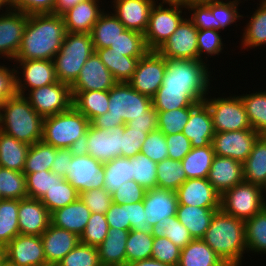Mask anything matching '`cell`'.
Masks as SVG:
<instances>
[{"instance_id":"61","label":"cell","mask_w":266,"mask_h":266,"mask_svg":"<svg viewBox=\"0 0 266 266\" xmlns=\"http://www.w3.org/2000/svg\"><path fill=\"white\" fill-rule=\"evenodd\" d=\"M79 198L90 209L91 213L105 214L112 203L111 194L104 188L81 192Z\"/></svg>"},{"instance_id":"54","label":"cell","mask_w":266,"mask_h":266,"mask_svg":"<svg viewBox=\"0 0 266 266\" xmlns=\"http://www.w3.org/2000/svg\"><path fill=\"white\" fill-rule=\"evenodd\" d=\"M109 48L128 57H143L149 50L142 33L125 29Z\"/></svg>"},{"instance_id":"18","label":"cell","mask_w":266,"mask_h":266,"mask_svg":"<svg viewBox=\"0 0 266 266\" xmlns=\"http://www.w3.org/2000/svg\"><path fill=\"white\" fill-rule=\"evenodd\" d=\"M5 261L12 266H48L41 236L18 234L5 246Z\"/></svg>"},{"instance_id":"37","label":"cell","mask_w":266,"mask_h":266,"mask_svg":"<svg viewBox=\"0 0 266 266\" xmlns=\"http://www.w3.org/2000/svg\"><path fill=\"white\" fill-rule=\"evenodd\" d=\"M253 89V92L248 91L249 93L238 95L244 104L252 128L260 135H266V86L265 90L261 87L257 89L255 86Z\"/></svg>"},{"instance_id":"47","label":"cell","mask_w":266,"mask_h":266,"mask_svg":"<svg viewBox=\"0 0 266 266\" xmlns=\"http://www.w3.org/2000/svg\"><path fill=\"white\" fill-rule=\"evenodd\" d=\"M19 200L0 199V246L5 247L19 233Z\"/></svg>"},{"instance_id":"80","label":"cell","mask_w":266,"mask_h":266,"mask_svg":"<svg viewBox=\"0 0 266 266\" xmlns=\"http://www.w3.org/2000/svg\"><path fill=\"white\" fill-rule=\"evenodd\" d=\"M1 266H12L9 263H7L6 261L1 265Z\"/></svg>"},{"instance_id":"19","label":"cell","mask_w":266,"mask_h":266,"mask_svg":"<svg viewBox=\"0 0 266 266\" xmlns=\"http://www.w3.org/2000/svg\"><path fill=\"white\" fill-rule=\"evenodd\" d=\"M27 20V14L12 9L0 15V62L14 61Z\"/></svg>"},{"instance_id":"64","label":"cell","mask_w":266,"mask_h":266,"mask_svg":"<svg viewBox=\"0 0 266 266\" xmlns=\"http://www.w3.org/2000/svg\"><path fill=\"white\" fill-rule=\"evenodd\" d=\"M148 132L142 130H134L126 124L122 135V157L132 158L140 153L143 142Z\"/></svg>"},{"instance_id":"49","label":"cell","mask_w":266,"mask_h":266,"mask_svg":"<svg viewBox=\"0 0 266 266\" xmlns=\"http://www.w3.org/2000/svg\"><path fill=\"white\" fill-rule=\"evenodd\" d=\"M152 235L153 237H167L181 250L193 240L188 229L176 216H169L158 221L153 227Z\"/></svg>"},{"instance_id":"58","label":"cell","mask_w":266,"mask_h":266,"mask_svg":"<svg viewBox=\"0 0 266 266\" xmlns=\"http://www.w3.org/2000/svg\"><path fill=\"white\" fill-rule=\"evenodd\" d=\"M109 225L105 214L91 213L87 225L80 236V242L98 247L108 235Z\"/></svg>"},{"instance_id":"44","label":"cell","mask_w":266,"mask_h":266,"mask_svg":"<svg viewBox=\"0 0 266 266\" xmlns=\"http://www.w3.org/2000/svg\"><path fill=\"white\" fill-rule=\"evenodd\" d=\"M221 31L214 30V29H207V30H198V35H197V46H198V60H201L208 65L211 66L213 63V59L215 57L219 58V55L222 54H229L228 52V44H226L224 40V34H220ZM225 42V43H224ZM227 46V47H226ZM226 49V51L224 50ZM213 59H210V58ZM209 58V59H208ZM211 60V61H210ZM210 61V62H209ZM212 62V63H211Z\"/></svg>"},{"instance_id":"2","label":"cell","mask_w":266,"mask_h":266,"mask_svg":"<svg viewBox=\"0 0 266 266\" xmlns=\"http://www.w3.org/2000/svg\"><path fill=\"white\" fill-rule=\"evenodd\" d=\"M202 239L228 266L249 263L243 220L217 210Z\"/></svg>"},{"instance_id":"17","label":"cell","mask_w":266,"mask_h":266,"mask_svg":"<svg viewBox=\"0 0 266 266\" xmlns=\"http://www.w3.org/2000/svg\"><path fill=\"white\" fill-rule=\"evenodd\" d=\"M197 35L198 29L186 17L156 51L166 59L198 60Z\"/></svg>"},{"instance_id":"68","label":"cell","mask_w":266,"mask_h":266,"mask_svg":"<svg viewBox=\"0 0 266 266\" xmlns=\"http://www.w3.org/2000/svg\"><path fill=\"white\" fill-rule=\"evenodd\" d=\"M127 214L130 230L152 234L153 227L146 221L143 201L127 204Z\"/></svg>"},{"instance_id":"40","label":"cell","mask_w":266,"mask_h":266,"mask_svg":"<svg viewBox=\"0 0 266 266\" xmlns=\"http://www.w3.org/2000/svg\"><path fill=\"white\" fill-rule=\"evenodd\" d=\"M242 5L243 3L238 0H210L209 9L213 14L214 30L226 32L227 28L231 31L229 29L230 26L238 28L241 23L240 21H242L241 19H243L242 13H240ZM238 22L239 25L236 24Z\"/></svg>"},{"instance_id":"72","label":"cell","mask_w":266,"mask_h":266,"mask_svg":"<svg viewBox=\"0 0 266 266\" xmlns=\"http://www.w3.org/2000/svg\"><path fill=\"white\" fill-rule=\"evenodd\" d=\"M83 0H56L53 14L62 15L64 12L74 7Z\"/></svg>"},{"instance_id":"22","label":"cell","mask_w":266,"mask_h":266,"mask_svg":"<svg viewBox=\"0 0 266 266\" xmlns=\"http://www.w3.org/2000/svg\"><path fill=\"white\" fill-rule=\"evenodd\" d=\"M110 1V0H109ZM107 7L128 30L144 34L146 31L149 14L153 0H111Z\"/></svg>"},{"instance_id":"70","label":"cell","mask_w":266,"mask_h":266,"mask_svg":"<svg viewBox=\"0 0 266 266\" xmlns=\"http://www.w3.org/2000/svg\"><path fill=\"white\" fill-rule=\"evenodd\" d=\"M126 125L134 130H142L148 133L155 131L157 129V111L152 106L146 111V116L133 118Z\"/></svg>"},{"instance_id":"4","label":"cell","mask_w":266,"mask_h":266,"mask_svg":"<svg viewBox=\"0 0 266 266\" xmlns=\"http://www.w3.org/2000/svg\"><path fill=\"white\" fill-rule=\"evenodd\" d=\"M43 119L24 95L16 93L0 106V131L28 145L41 141Z\"/></svg>"},{"instance_id":"16","label":"cell","mask_w":266,"mask_h":266,"mask_svg":"<svg viewBox=\"0 0 266 266\" xmlns=\"http://www.w3.org/2000/svg\"><path fill=\"white\" fill-rule=\"evenodd\" d=\"M260 136L253 128L215 132L212 146L215 155L229 157L243 163L251 153L254 143Z\"/></svg>"},{"instance_id":"5","label":"cell","mask_w":266,"mask_h":266,"mask_svg":"<svg viewBox=\"0 0 266 266\" xmlns=\"http://www.w3.org/2000/svg\"><path fill=\"white\" fill-rule=\"evenodd\" d=\"M152 106L150 97L134 90L128 82H117L109 90L108 112L93 118L90 125L101 129L125 125L133 118L146 116Z\"/></svg>"},{"instance_id":"74","label":"cell","mask_w":266,"mask_h":266,"mask_svg":"<svg viewBox=\"0 0 266 266\" xmlns=\"http://www.w3.org/2000/svg\"><path fill=\"white\" fill-rule=\"evenodd\" d=\"M154 4L176 5L183 7V0H153Z\"/></svg>"},{"instance_id":"14","label":"cell","mask_w":266,"mask_h":266,"mask_svg":"<svg viewBox=\"0 0 266 266\" xmlns=\"http://www.w3.org/2000/svg\"><path fill=\"white\" fill-rule=\"evenodd\" d=\"M165 72V57L157 51H148L139 59L128 83L134 90L152 99L163 83Z\"/></svg>"},{"instance_id":"26","label":"cell","mask_w":266,"mask_h":266,"mask_svg":"<svg viewBox=\"0 0 266 266\" xmlns=\"http://www.w3.org/2000/svg\"><path fill=\"white\" fill-rule=\"evenodd\" d=\"M257 4V8H253L251 12L249 11V15L242 14L243 25L240 33V41L238 49L245 53V50L248 52L251 49L262 50V46L265 48L266 46V1L255 3ZM252 14V15H251ZM248 18V19H247ZM247 19V20H246ZM242 34V35H241ZM241 48V49H240Z\"/></svg>"},{"instance_id":"51","label":"cell","mask_w":266,"mask_h":266,"mask_svg":"<svg viewBox=\"0 0 266 266\" xmlns=\"http://www.w3.org/2000/svg\"><path fill=\"white\" fill-rule=\"evenodd\" d=\"M132 180L146 191L157 188V163L144 154L138 153L130 158Z\"/></svg>"},{"instance_id":"63","label":"cell","mask_w":266,"mask_h":266,"mask_svg":"<svg viewBox=\"0 0 266 266\" xmlns=\"http://www.w3.org/2000/svg\"><path fill=\"white\" fill-rule=\"evenodd\" d=\"M146 190L134 180L125 182L112 195V202L118 205L138 203L144 200Z\"/></svg>"},{"instance_id":"45","label":"cell","mask_w":266,"mask_h":266,"mask_svg":"<svg viewBox=\"0 0 266 266\" xmlns=\"http://www.w3.org/2000/svg\"><path fill=\"white\" fill-rule=\"evenodd\" d=\"M57 148L44 141H38L30 145L23 174L36 173L41 171H51V166L55 160Z\"/></svg>"},{"instance_id":"20","label":"cell","mask_w":266,"mask_h":266,"mask_svg":"<svg viewBox=\"0 0 266 266\" xmlns=\"http://www.w3.org/2000/svg\"><path fill=\"white\" fill-rule=\"evenodd\" d=\"M117 81L98 55H91L83 65L78 78L71 85L72 92L109 91Z\"/></svg>"},{"instance_id":"66","label":"cell","mask_w":266,"mask_h":266,"mask_svg":"<svg viewBox=\"0 0 266 266\" xmlns=\"http://www.w3.org/2000/svg\"><path fill=\"white\" fill-rule=\"evenodd\" d=\"M9 63L0 62V106L16 94L15 67Z\"/></svg>"},{"instance_id":"59","label":"cell","mask_w":266,"mask_h":266,"mask_svg":"<svg viewBox=\"0 0 266 266\" xmlns=\"http://www.w3.org/2000/svg\"><path fill=\"white\" fill-rule=\"evenodd\" d=\"M141 154L158 163L168 158V146L165 135L158 129L149 132L142 144Z\"/></svg>"},{"instance_id":"67","label":"cell","mask_w":266,"mask_h":266,"mask_svg":"<svg viewBox=\"0 0 266 266\" xmlns=\"http://www.w3.org/2000/svg\"><path fill=\"white\" fill-rule=\"evenodd\" d=\"M165 138L169 159L181 161L191 151V142L182 132L165 135Z\"/></svg>"},{"instance_id":"31","label":"cell","mask_w":266,"mask_h":266,"mask_svg":"<svg viewBox=\"0 0 266 266\" xmlns=\"http://www.w3.org/2000/svg\"><path fill=\"white\" fill-rule=\"evenodd\" d=\"M130 230L109 227L108 235L97 247L102 266L126 265V241Z\"/></svg>"},{"instance_id":"30","label":"cell","mask_w":266,"mask_h":266,"mask_svg":"<svg viewBox=\"0 0 266 266\" xmlns=\"http://www.w3.org/2000/svg\"><path fill=\"white\" fill-rule=\"evenodd\" d=\"M90 209L78 198L71 204L66 205L50 214L51 224L70 232L82 235L90 218Z\"/></svg>"},{"instance_id":"13","label":"cell","mask_w":266,"mask_h":266,"mask_svg":"<svg viewBox=\"0 0 266 266\" xmlns=\"http://www.w3.org/2000/svg\"><path fill=\"white\" fill-rule=\"evenodd\" d=\"M102 162L89 154L76 150L67 170V180L78 193L92 189H101L104 186V168Z\"/></svg>"},{"instance_id":"24","label":"cell","mask_w":266,"mask_h":266,"mask_svg":"<svg viewBox=\"0 0 266 266\" xmlns=\"http://www.w3.org/2000/svg\"><path fill=\"white\" fill-rule=\"evenodd\" d=\"M178 204L220 208V194L207 178L187 179L176 191Z\"/></svg>"},{"instance_id":"48","label":"cell","mask_w":266,"mask_h":266,"mask_svg":"<svg viewBox=\"0 0 266 266\" xmlns=\"http://www.w3.org/2000/svg\"><path fill=\"white\" fill-rule=\"evenodd\" d=\"M186 180L181 161L167 158L157 163V188L176 192Z\"/></svg>"},{"instance_id":"71","label":"cell","mask_w":266,"mask_h":266,"mask_svg":"<svg viewBox=\"0 0 266 266\" xmlns=\"http://www.w3.org/2000/svg\"><path fill=\"white\" fill-rule=\"evenodd\" d=\"M76 150L61 148L57 149L55 160L51 166V171L58 176L64 177L67 175L68 167Z\"/></svg>"},{"instance_id":"46","label":"cell","mask_w":266,"mask_h":266,"mask_svg":"<svg viewBox=\"0 0 266 266\" xmlns=\"http://www.w3.org/2000/svg\"><path fill=\"white\" fill-rule=\"evenodd\" d=\"M104 186L103 188L113 194L122 184L132 180L130 158L117 157L103 164Z\"/></svg>"},{"instance_id":"52","label":"cell","mask_w":266,"mask_h":266,"mask_svg":"<svg viewBox=\"0 0 266 266\" xmlns=\"http://www.w3.org/2000/svg\"><path fill=\"white\" fill-rule=\"evenodd\" d=\"M78 198V191L64 179L62 183H56L40 201L51 214L53 211L71 204Z\"/></svg>"},{"instance_id":"73","label":"cell","mask_w":266,"mask_h":266,"mask_svg":"<svg viewBox=\"0 0 266 266\" xmlns=\"http://www.w3.org/2000/svg\"><path fill=\"white\" fill-rule=\"evenodd\" d=\"M125 266H171V265L162 263L153 258H148L126 264Z\"/></svg>"},{"instance_id":"42","label":"cell","mask_w":266,"mask_h":266,"mask_svg":"<svg viewBox=\"0 0 266 266\" xmlns=\"http://www.w3.org/2000/svg\"><path fill=\"white\" fill-rule=\"evenodd\" d=\"M212 144L191 151L181 160L187 179L207 178L215 157Z\"/></svg>"},{"instance_id":"12","label":"cell","mask_w":266,"mask_h":266,"mask_svg":"<svg viewBox=\"0 0 266 266\" xmlns=\"http://www.w3.org/2000/svg\"><path fill=\"white\" fill-rule=\"evenodd\" d=\"M25 97L43 118L64 112L73 106L71 85L60 81L30 90Z\"/></svg>"},{"instance_id":"60","label":"cell","mask_w":266,"mask_h":266,"mask_svg":"<svg viewBox=\"0 0 266 266\" xmlns=\"http://www.w3.org/2000/svg\"><path fill=\"white\" fill-rule=\"evenodd\" d=\"M181 249L167 237H154L151 258L162 263L178 266Z\"/></svg>"},{"instance_id":"57","label":"cell","mask_w":266,"mask_h":266,"mask_svg":"<svg viewBox=\"0 0 266 266\" xmlns=\"http://www.w3.org/2000/svg\"><path fill=\"white\" fill-rule=\"evenodd\" d=\"M57 266H102L98 249L84 243H79L71 250Z\"/></svg>"},{"instance_id":"7","label":"cell","mask_w":266,"mask_h":266,"mask_svg":"<svg viewBox=\"0 0 266 266\" xmlns=\"http://www.w3.org/2000/svg\"><path fill=\"white\" fill-rule=\"evenodd\" d=\"M94 53L91 34L66 32L63 44L53 59L57 80L72 85L86 60Z\"/></svg>"},{"instance_id":"6","label":"cell","mask_w":266,"mask_h":266,"mask_svg":"<svg viewBox=\"0 0 266 266\" xmlns=\"http://www.w3.org/2000/svg\"><path fill=\"white\" fill-rule=\"evenodd\" d=\"M90 121L74 106L43 119L42 141L57 149L79 150Z\"/></svg>"},{"instance_id":"27","label":"cell","mask_w":266,"mask_h":266,"mask_svg":"<svg viewBox=\"0 0 266 266\" xmlns=\"http://www.w3.org/2000/svg\"><path fill=\"white\" fill-rule=\"evenodd\" d=\"M50 224V212L40 199L24 198L19 200L18 225L20 234L41 236Z\"/></svg>"},{"instance_id":"56","label":"cell","mask_w":266,"mask_h":266,"mask_svg":"<svg viewBox=\"0 0 266 266\" xmlns=\"http://www.w3.org/2000/svg\"><path fill=\"white\" fill-rule=\"evenodd\" d=\"M190 112L191 107L178 108L170 111H157V129L164 135L183 132Z\"/></svg>"},{"instance_id":"29","label":"cell","mask_w":266,"mask_h":266,"mask_svg":"<svg viewBox=\"0 0 266 266\" xmlns=\"http://www.w3.org/2000/svg\"><path fill=\"white\" fill-rule=\"evenodd\" d=\"M143 204L146 221L154 227L161 219L176 216L178 198L174 191L153 188L146 191Z\"/></svg>"},{"instance_id":"36","label":"cell","mask_w":266,"mask_h":266,"mask_svg":"<svg viewBox=\"0 0 266 266\" xmlns=\"http://www.w3.org/2000/svg\"><path fill=\"white\" fill-rule=\"evenodd\" d=\"M244 181L264 187L266 184V135H261L243 162Z\"/></svg>"},{"instance_id":"38","label":"cell","mask_w":266,"mask_h":266,"mask_svg":"<svg viewBox=\"0 0 266 266\" xmlns=\"http://www.w3.org/2000/svg\"><path fill=\"white\" fill-rule=\"evenodd\" d=\"M29 147L0 131V167L23 172Z\"/></svg>"},{"instance_id":"77","label":"cell","mask_w":266,"mask_h":266,"mask_svg":"<svg viewBox=\"0 0 266 266\" xmlns=\"http://www.w3.org/2000/svg\"><path fill=\"white\" fill-rule=\"evenodd\" d=\"M5 262V247L0 246V266Z\"/></svg>"},{"instance_id":"50","label":"cell","mask_w":266,"mask_h":266,"mask_svg":"<svg viewBox=\"0 0 266 266\" xmlns=\"http://www.w3.org/2000/svg\"><path fill=\"white\" fill-rule=\"evenodd\" d=\"M0 198H28L26 179L23 172L0 167Z\"/></svg>"},{"instance_id":"69","label":"cell","mask_w":266,"mask_h":266,"mask_svg":"<svg viewBox=\"0 0 266 266\" xmlns=\"http://www.w3.org/2000/svg\"><path fill=\"white\" fill-rule=\"evenodd\" d=\"M105 215L109 227L130 230L127 204L118 205L112 202Z\"/></svg>"},{"instance_id":"62","label":"cell","mask_w":266,"mask_h":266,"mask_svg":"<svg viewBox=\"0 0 266 266\" xmlns=\"http://www.w3.org/2000/svg\"><path fill=\"white\" fill-rule=\"evenodd\" d=\"M9 9L27 15L53 14L56 0H7Z\"/></svg>"},{"instance_id":"79","label":"cell","mask_w":266,"mask_h":266,"mask_svg":"<svg viewBox=\"0 0 266 266\" xmlns=\"http://www.w3.org/2000/svg\"><path fill=\"white\" fill-rule=\"evenodd\" d=\"M238 1H240V2H242V3H245V1H247L246 3L249 2L248 0H238ZM264 1H266V0H257V2H264Z\"/></svg>"},{"instance_id":"32","label":"cell","mask_w":266,"mask_h":266,"mask_svg":"<svg viewBox=\"0 0 266 266\" xmlns=\"http://www.w3.org/2000/svg\"><path fill=\"white\" fill-rule=\"evenodd\" d=\"M217 210L220 208H202L178 204L176 217L188 229L193 239H202Z\"/></svg>"},{"instance_id":"78","label":"cell","mask_w":266,"mask_h":266,"mask_svg":"<svg viewBox=\"0 0 266 266\" xmlns=\"http://www.w3.org/2000/svg\"><path fill=\"white\" fill-rule=\"evenodd\" d=\"M263 195H264V200H265V203H266V184L263 187Z\"/></svg>"},{"instance_id":"23","label":"cell","mask_w":266,"mask_h":266,"mask_svg":"<svg viewBox=\"0 0 266 266\" xmlns=\"http://www.w3.org/2000/svg\"><path fill=\"white\" fill-rule=\"evenodd\" d=\"M182 133L190 140L192 148L212 144L215 130L209 107L205 101L191 106L190 116Z\"/></svg>"},{"instance_id":"35","label":"cell","mask_w":266,"mask_h":266,"mask_svg":"<svg viewBox=\"0 0 266 266\" xmlns=\"http://www.w3.org/2000/svg\"><path fill=\"white\" fill-rule=\"evenodd\" d=\"M125 29V26L107 7L94 24L90 33L94 48H108Z\"/></svg>"},{"instance_id":"21","label":"cell","mask_w":266,"mask_h":266,"mask_svg":"<svg viewBox=\"0 0 266 266\" xmlns=\"http://www.w3.org/2000/svg\"><path fill=\"white\" fill-rule=\"evenodd\" d=\"M107 0H83L62 14L66 32L90 34L107 8Z\"/></svg>"},{"instance_id":"33","label":"cell","mask_w":266,"mask_h":266,"mask_svg":"<svg viewBox=\"0 0 266 266\" xmlns=\"http://www.w3.org/2000/svg\"><path fill=\"white\" fill-rule=\"evenodd\" d=\"M178 266H228L203 239H193L180 252Z\"/></svg>"},{"instance_id":"55","label":"cell","mask_w":266,"mask_h":266,"mask_svg":"<svg viewBox=\"0 0 266 266\" xmlns=\"http://www.w3.org/2000/svg\"><path fill=\"white\" fill-rule=\"evenodd\" d=\"M28 198L41 199L56 184L62 183L64 177L52 171H41L25 175Z\"/></svg>"},{"instance_id":"39","label":"cell","mask_w":266,"mask_h":266,"mask_svg":"<svg viewBox=\"0 0 266 266\" xmlns=\"http://www.w3.org/2000/svg\"><path fill=\"white\" fill-rule=\"evenodd\" d=\"M73 106L89 121L108 112L109 91L72 92Z\"/></svg>"},{"instance_id":"1","label":"cell","mask_w":266,"mask_h":266,"mask_svg":"<svg viewBox=\"0 0 266 266\" xmlns=\"http://www.w3.org/2000/svg\"><path fill=\"white\" fill-rule=\"evenodd\" d=\"M66 34L62 15H28L19 51L14 61L52 60Z\"/></svg>"},{"instance_id":"34","label":"cell","mask_w":266,"mask_h":266,"mask_svg":"<svg viewBox=\"0 0 266 266\" xmlns=\"http://www.w3.org/2000/svg\"><path fill=\"white\" fill-rule=\"evenodd\" d=\"M95 53L112 73L117 82H128L142 57H128L124 53L113 52L112 48L95 49Z\"/></svg>"},{"instance_id":"41","label":"cell","mask_w":266,"mask_h":266,"mask_svg":"<svg viewBox=\"0 0 266 266\" xmlns=\"http://www.w3.org/2000/svg\"><path fill=\"white\" fill-rule=\"evenodd\" d=\"M247 256L256 254L262 257L266 255V207L244 221Z\"/></svg>"},{"instance_id":"10","label":"cell","mask_w":266,"mask_h":266,"mask_svg":"<svg viewBox=\"0 0 266 266\" xmlns=\"http://www.w3.org/2000/svg\"><path fill=\"white\" fill-rule=\"evenodd\" d=\"M187 17V8L154 4L149 14L144 41L149 51H156Z\"/></svg>"},{"instance_id":"43","label":"cell","mask_w":266,"mask_h":266,"mask_svg":"<svg viewBox=\"0 0 266 266\" xmlns=\"http://www.w3.org/2000/svg\"><path fill=\"white\" fill-rule=\"evenodd\" d=\"M202 101L204 98L198 92L164 91V87H160L152 98V105L156 111H170L191 107Z\"/></svg>"},{"instance_id":"65","label":"cell","mask_w":266,"mask_h":266,"mask_svg":"<svg viewBox=\"0 0 266 266\" xmlns=\"http://www.w3.org/2000/svg\"><path fill=\"white\" fill-rule=\"evenodd\" d=\"M187 17L198 30L214 29V19L212 11L209 9V2L189 5Z\"/></svg>"},{"instance_id":"25","label":"cell","mask_w":266,"mask_h":266,"mask_svg":"<svg viewBox=\"0 0 266 266\" xmlns=\"http://www.w3.org/2000/svg\"><path fill=\"white\" fill-rule=\"evenodd\" d=\"M41 241L47 265L57 266L80 243V237L73 232L50 224L42 233Z\"/></svg>"},{"instance_id":"28","label":"cell","mask_w":266,"mask_h":266,"mask_svg":"<svg viewBox=\"0 0 266 266\" xmlns=\"http://www.w3.org/2000/svg\"><path fill=\"white\" fill-rule=\"evenodd\" d=\"M207 180L221 196L225 191L244 181L243 163L229 157L216 155Z\"/></svg>"},{"instance_id":"15","label":"cell","mask_w":266,"mask_h":266,"mask_svg":"<svg viewBox=\"0 0 266 266\" xmlns=\"http://www.w3.org/2000/svg\"><path fill=\"white\" fill-rule=\"evenodd\" d=\"M13 64L17 94L25 96L30 90L58 81L52 60L13 61Z\"/></svg>"},{"instance_id":"11","label":"cell","mask_w":266,"mask_h":266,"mask_svg":"<svg viewBox=\"0 0 266 266\" xmlns=\"http://www.w3.org/2000/svg\"><path fill=\"white\" fill-rule=\"evenodd\" d=\"M125 125L101 129L89 125L79 150L105 163L122 157V135Z\"/></svg>"},{"instance_id":"8","label":"cell","mask_w":266,"mask_h":266,"mask_svg":"<svg viewBox=\"0 0 266 266\" xmlns=\"http://www.w3.org/2000/svg\"><path fill=\"white\" fill-rule=\"evenodd\" d=\"M218 89L220 87L215 86L214 90L212 89L204 99L209 107L215 132L252 129L244 104L240 96L235 94L238 93V90L235 92V88L234 93L232 90L228 96L227 92ZM216 93L218 94L216 95Z\"/></svg>"},{"instance_id":"75","label":"cell","mask_w":266,"mask_h":266,"mask_svg":"<svg viewBox=\"0 0 266 266\" xmlns=\"http://www.w3.org/2000/svg\"><path fill=\"white\" fill-rule=\"evenodd\" d=\"M210 0H183V7L187 8L189 5L192 4H201V3H207Z\"/></svg>"},{"instance_id":"3","label":"cell","mask_w":266,"mask_h":266,"mask_svg":"<svg viewBox=\"0 0 266 266\" xmlns=\"http://www.w3.org/2000/svg\"><path fill=\"white\" fill-rule=\"evenodd\" d=\"M165 65L166 72L161 85L164 91L198 92L205 99L214 89L213 81H218L214 77L217 76L215 66L212 69L201 60L165 58Z\"/></svg>"},{"instance_id":"53","label":"cell","mask_w":266,"mask_h":266,"mask_svg":"<svg viewBox=\"0 0 266 266\" xmlns=\"http://www.w3.org/2000/svg\"><path fill=\"white\" fill-rule=\"evenodd\" d=\"M154 237L135 230H130L126 241V264L151 258Z\"/></svg>"},{"instance_id":"76","label":"cell","mask_w":266,"mask_h":266,"mask_svg":"<svg viewBox=\"0 0 266 266\" xmlns=\"http://www.w3.org/2000/svg\"><path fill=\"white\" fill-rule=\"evenodd\" d=\"M9 9L7 0H0V15L5 13Z\"/></svg>"},{"instance_id":"9","label":"cell","mask_w":266,"mask_h":266,"mask_svg":"<svg viewBox=\"0 0 266 266\" xmlns=\"http://www.w3.org/2000/svg\"><path fill=\"white\" fill-rule=\"evenodd\" d=\"M266 207L263 187L243 181L225 191L220 198V209L246 221Z\"/></svg>"}]
</instances>
